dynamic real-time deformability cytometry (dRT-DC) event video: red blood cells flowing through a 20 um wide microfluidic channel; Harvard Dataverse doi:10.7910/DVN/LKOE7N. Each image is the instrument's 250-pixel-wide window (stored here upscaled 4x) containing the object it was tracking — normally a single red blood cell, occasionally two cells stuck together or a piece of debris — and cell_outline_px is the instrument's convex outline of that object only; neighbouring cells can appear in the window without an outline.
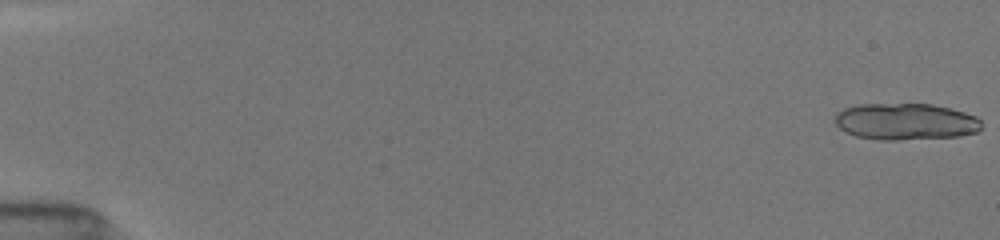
{"species": "common noctule bat (a hibernating species)", "species_latin": "Nyctalus noctula", "temperature_condition": "room temperature", "stored_images_in_passage": 13, "camera_frame_rate_fps": 3000, "um_per_image_px": 0.085, "animal": {"sex": "female", "body_mass_g": 19.5, "forearm_length_mm": 54.1}, "frame": {"image": 1, "passage_image": 1, "time_ms": 0.0, "image_size_px": [1000, 240], "cell_outline_px": [[980, 128], [976, 132], [960, 136], [896, 140], [876, 140], [856, 136], [844, 132], [832, 120], [836, 112], [844, 108], [860, 104], [932, 104], [964, 112], [976, 116], [980, 120]], "centroid_in_image_um": [76.91, 10.34], "position_along_channel_um": 8.1, "area_um2": 31.44}}
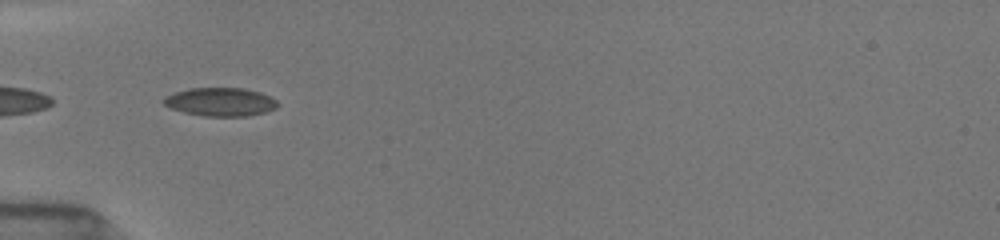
{"frame": {"image": 2, "passage_image": 11, "time_ms": 6.0, "image_size_px": [1000, 240], "cell_outline_px": [[280, 104], [276, 108], [264, 112], [248, 116], [204, 116], [184, 112], [172, 108], [164, 104], [160, 100], [164, 96], [188, 88], [244, 88], [260, 92], [276, 100]], "centroid_in_image_um": [18.72, 8.65], "position_along_channel_um": 66.3, "area_um2": 18.9}}